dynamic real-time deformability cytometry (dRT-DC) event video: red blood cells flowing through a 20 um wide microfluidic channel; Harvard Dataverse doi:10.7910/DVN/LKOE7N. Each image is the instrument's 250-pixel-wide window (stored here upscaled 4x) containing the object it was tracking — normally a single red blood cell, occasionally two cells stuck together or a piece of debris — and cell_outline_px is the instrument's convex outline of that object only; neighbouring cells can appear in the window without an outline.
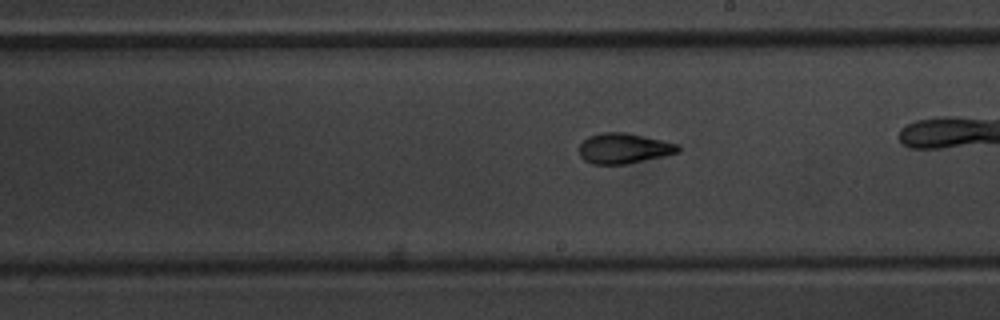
{"species": "common noctule bat (a hibernating species)", "species_latin": "Nyctalus noctula", "temperature_condition": "warm", "stored_images_in_passage": 44, "camera_frame_rate_fps": 3000, "um_per_image_px": 0.085, "animal": {"sex": "male", "body_mass_g": 20.1, "forearm_length_mm": 53.5}, "frame": {"image": 1, "passage_image": 32, "time_ms": 10.333, "image_size_px": [1000, 320], "cell_outline_px": [[680, 152], [664, 156], [628, 164], [592, 164], [584, 160], [580, 156], [580, 144], [588, 136], [604, 132], [624, 132], [680, 144]], "centroid_in_image_um": [53.04, 12.62], "position_along_channel_um": 236.0, "area_um2": 17.51}}